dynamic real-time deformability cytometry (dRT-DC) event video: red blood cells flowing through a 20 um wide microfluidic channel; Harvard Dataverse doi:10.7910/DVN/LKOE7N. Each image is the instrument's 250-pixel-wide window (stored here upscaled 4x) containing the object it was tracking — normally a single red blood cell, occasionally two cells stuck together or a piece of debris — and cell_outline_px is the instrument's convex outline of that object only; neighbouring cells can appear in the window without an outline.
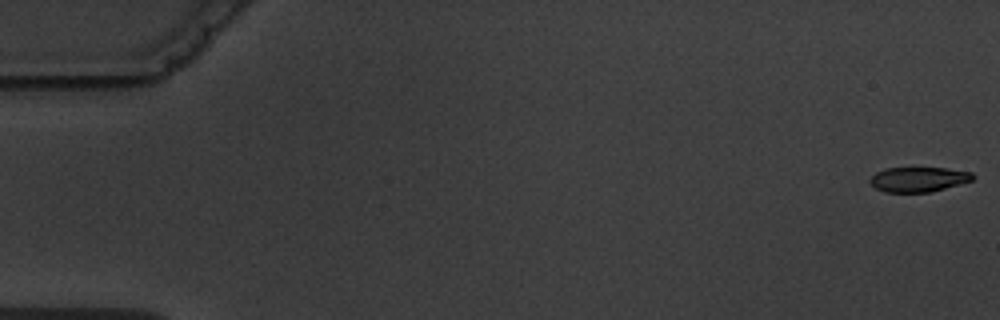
{"species": "common noctule bat (a hibernating species)", "species_latin": "Nyctalus noctula", "temperature_condition": "warm", "stored_images_in_passage": 5, "camera_frame_rate_fps": 3000, "um_per_image_px": 0.085, "animal": {"sex": "male", "body_mass_g": 19.5, "forearm_length_mm": 54.6}, "frame": {"image": 1, "passage_image": 1, "time_ms": 0.0, "image_size_px": [1000, 320], "cell_outline_px": [[976, 176], [972, 180], [944, 188], [928, 192], [884, 192], [876, 188], [868, 180], [876, 172], [884, 168], [948, 168], [972, 172]], "centroid_in_image_um": [78.06, 15.23], "position_along_channel_um": 6.9, "area_um2": 14.8}}
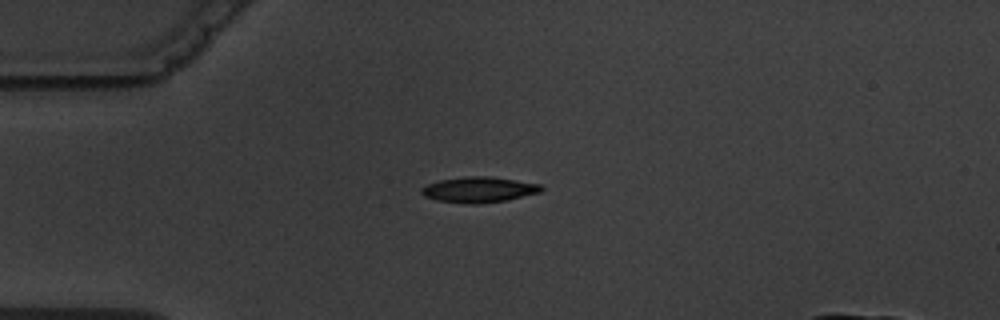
{"frame": {"image": 2, "passage_image": 5, "time_ms": 4.667, "image_size_px": [1000, 320], "cell_outline_px": [[544, 188], [540, 192], [508, 200], [480, 204], [468, 204], [436, 200], [424, 196], [420, 192], [420, 188], [428, 184], [440, 180], [464, 176], [488, 176], [544, 184]], "centroid_in_image_um": [40.73, 16.12], "position_along_channel_um": 44.3, "area_um2": 18.09}}